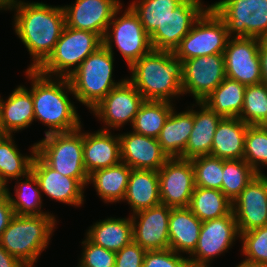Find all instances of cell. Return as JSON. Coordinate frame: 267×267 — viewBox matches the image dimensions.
Instances as JSON below:
<instances>
[{"label": "cell", "instance_id": "1", "mask_svg": "<svg viewBox=\"0 0 267 267\" xmlns=\"http://www.w3.org/2000/svg\"><path fill=\"white\" fill-rule=\"evenodd\" d=\"M12 9L15 33L33 59L27 69L36 70L53 52L66 25L63 6L14 0Z\"/></svg>", "mask_w": 267, "mask_h": 267}, {"label": "cell", "instance_id": "2", "mask_svg": "<svg viewBox=\"0 0 267 267\" xmlns=\"http://www.w3.org/2000/svg\"><path fill=\"white\" fill-rule=\"evenodd\" d=\"M26 77L31 80L34 120L49 127L50 133L71 132L81 127L76 107L70 101L68 92L73 90L68 78L42 75L37 70L27 69ZM66 90V91H65Z\"/></svg>", "mask_w": 267, "mask_h": 267}, {"label": "cell", "instance_id": "3", "mask_svg": "<svg viewBox=\"0 0 267 267\" xmlns=\"http://www.w3.org/2000/svg\"><path fill=\"white\" fill-rule=\"evenodd\" d=\"M127 80L144 100L168 101L183 95L182 60L171 51L152 49L130 67Z\"/></svg>", "mask_w": 267, "mask_h": 267}, {"label": "cell", "instance_id": "4", "mask_svg": "<svg viewBox=\"0 0 267 267\" xmlns=\"http://www.w3.org/2000/svg\"><path fill=\"white\" fill-rule=\"evenodd\" d=\"M55 225L52 214L14 215L0 237V245L27 267H34L48 247Z\"/></svg>", "mask_w": 267, "mask_h": 267}, {"label": "cell", "instance_id": "5", "mask_svg": "<svg viewBox=\"0 0 267 267\" xmlns=\"http://www.w3.org/2000/svg\"><path fill=\"white\" fill-rule=\"evenodd\" d=\"M114 53L104 45L90 54L68 77L73 95L92 110L113 88L126 79L115 82L112 78Z\"/></svg>", "mask_w": 267, "mask_h": 267}, {"label": "cell", "instance_id": "6", "mask_svg": "<svg viewBox=\"0 0 267 267\" xmlns=\"http://www.w3.org/2000/svg\"><path fill=\"white\" fill-rule=\"evenodd\" d=\"M102 45L103 41L96 33L65 25L53 52L36 70L45 76L68 78Z\"/></svg>", "mask_w": 267, "mask_h": 267}, {"label": "cell", "instance_id": "7", "mask_svg": "<svg viewBox=\"0 0 267 267\" xmlns=\"http://www.w3.org/2000/svg\"><path fill=\"white\" fill-rule=\"evenodd\" d=\"M82 125L71 132L50 133L36 143V153L63 176L76 178L84 187L88 173L83 160Z\"/></svg>", "mask_w": 267, "mask_h": 267}, {"label": "cell", "instance_id": "8", "mask_svg": "<svg viewBox=\"0 0 267 267\" xmlns=\"http://www.w3.org/2000/svg\"><path fill=\"white\" fill-rule=\"evenodd\" d=\"M229 39L225 22L209 5L173 53L182 61L223 54Z\"/></svg>", "mask_w": 267, "mask_h": 267}, {"label": "cell", "instance_id": "9", "mask_svg": "<svg viewBox=\"0 0 267 267\" xmlns=\"http://www.w3.org/2000/svg\"><path fill=\"white\" fill-rule=\"evenodd\" d=\"M121 9L122 6L114 12L102 41L111 53L114 43L129 68L135 61L149 53L152 46L150 36L144 30L138 15L129 6L122 16L117 18Z\"/></svg>", "mask_w": 267, "mask_h": 267}, {"label": "cell", "instance_id": "10", "mask_svg": "<svg viewBox=\"0 0 267 267\" xmlns=\"http://www.w3.org/2000/svg\"><path fill=\"white\" fill-rule=\"evenodd\" d=\"M210 6L225 22L230 37L267 39V0H220Z\"/></svg>", "mask_w": 267, "mask_h": 267}, {"label": "cell", "instance_id": "11", "mask_svg": "<svg viewBox=\"0 0 267 267\" xmlns=\"http://www.w3.org/2000/svg\"><path fill=\"white\" fill-rule=\"evenodd\" d=\"M260 45L256 37H230L223 52L226 77L246 86L262 83Z\"/></svg>", "mask_w": 267, "mask_h": 267}, {"label": "cell", "instance_id": "12", "mask_svg": "<svg viewBox=\"0 0 267 267\" xmlns=\"http://www.w3.org/2000/svg\"><path fill=\"white\" fill-rule=\"evenodd\" d=\"M226 78L223 54L194 57L182 61L183 94L191 93L202 102Z\"/></svg>", "mask_w": 267, "mask_h": 267}, {"label": "cell", "instance_id": "13", "mask_svg": "<svg viewBox=\"0 0 267 267\" xmlns=\"http://www.w3.org/2000/svg\"><path fill=\"white\" fill-rule=\"evenodd\" d=\"M158 175L161 204L172 208L188 207L195 189L191 160L169 158Z\"/></svg>", "mask_w": 267, "mask_h": 267}, {"label": "cell", "instance_id": "14", "mask_svg": "<svg viewBox=\"0 0 267 267\" xmlns=\"http://www.w3.org/2000/svg\"><path fill=\"white\" fill-rule=\"evenodd\" d=\"M237 237L240 234L233 211L221 218L202 222L197 246L188 259L195 264H209L215 257L225 253Z\"/></svg>", "mask_w": 267, "mask_h": 267}, {"label": "cell", "instance_id": "15", "mask_svg": "<svg viewBox=\"0 0 267 267\" xmlns=\"http://www.w3.org/2000/svg\"><path fill=\"white\" fill-rule=\"evenodd\" d=\"M143 102L141 93L126 79L113 88L91 111L105 123V128L101 130L109 131V127L120 128L128 122L132 125Z\"/></svg>", "mask_w": 267, "mask_h": 267}, {"label": "cell", "instance_id": "16", "mask_svg": "<svg viewBox=\"0 0 267 267\" xmlns=\"http://www.w3.org/2000/svg\"><path fill=\"white\" fill-rule=\"evenodd\" d=\"M202 5L201 0H184L150 36L152 49L174 52L208 8Z\"/></svg>", "mask_w": 267, "mask_h": 267}, {"label": "cell", "instance_id": "17", "mask_svg": "<svg viewBox=\"0 0 267 267\" xmlns=\"http://www.w3.org/2000/svg\"><path fill=\"white\" fill-rule=\"evenodd\" d=\"M239 234L267 225V175L257 174L232 202Z\"/></svg>", "mask_w": 267, "mask_h": 267}, {"label": "cell", "instance_id": "18", "mask_svg": "<svg viewBox=\"0 0 267 267\" xmlns=\"http://www.w3.org/2000/svg\"><path fill=\"white\" fill-rule=\"evenodd\" d=\"M121 5L119 0H76L73 5L63 6L66 26L96 33L103 40Z\"/></svg>", "mask_w": 267, "mask_h": 267}, {"label": "cell", "instance_id": "19", "mask_svg": "<svg viewBox=\"0 0 267 267\" xmlns=\"http://www.w3.org/2000/svg\"><path fill=\"white\" fill-rule=\"evenodd\" d=\"M169 206L159 204L131 215L133 241L146 251L169 249Z\"/></svg>", "mask_w": 267, "mask_h": 267}, {"label": "cell", "instance_id": "20", "mask_svg": "<svg viewBox=\"0 0 267 267\" xmlns=\"http://www.w3.org/2000/svg\"><path fill=\"white\" fill-rule=\"evenodd\" d=\"M31 172L35 175L41 192L47 197L76 207L82 206L84 186L76 178L61 175L37 153L31 165Z\"/></svg>", "mask_w": 267, "mask_h": 267}, {"label": "cell", "instance_id": "21", "mask_svg": "<svg viewBox=\"0 0 267 267\" xmlns=\"http://www.w3.org/2000/svg\"><path fill=\"white\" fill-rule=\"evenodd\" d=\"M121 161L135 170L158 171L169 159L157 138L135 132L119 135Z\"/></svg>", "mask_w": 267, "mask_h": 267}, {"label": "cell", "instance_id": "22", "mask_svg": "<svg viewBox=\"0 0 267 267\" xmlns=\"http://www.w3.org/2000/svg\"><path fill=\"white\" fill-rule=\"evenodd\" d=\"M83 160L88 175L95 170L118 164L121 162L119 136L112 135L110 130L83 132Z\"/></svg>", "mask_w": 267, "mask_h": 267}, {"label": "cell", "instance_id": "23", "mask_svg": "<svg viewBox=\"0 0 267 267\" xmlns=\"http://www.w3.org/2000/svg\"><path fill=\"white\" fill-rule=\"evenodd\" d=\"M34 121L32 93L18 86L6 101L0 99V134L13 135Z\"/></svg>", "mask_w": 267, "mask_h": 267}, {"label": "cell", "instance_id": "24", "mask_svg": "<svg viewBox=\"0 0 267 267\" xmlns=\"http://www.w3.org/2000/svg\"><path fill=\"white\" fill-rule=\"evenodd\" d=\"M196 103L201 110H193L194 126L181 159L190 160L198 156L211 155L214 134L218 123L223 118L204 102Z\"/></svg>", "mask_w": 267, "mask_h": 267}, {"label": "cell", "instance_id": "25", "mask_svg": "<svg viewBox=\"0 0 267 267\" xmlns=\"http://www.w3.org/2000/svg\"><path fill=\"white\" fill-rule=\"evenodd\" d=\"M202 221L188 207L171 208L168 222L169 248L176 253H188L195 250Z\"/></svg>", "mask_w": 267, "mask_h": 267}, {"label": "cell", "instance_id": "26", "mask_svg": "<svg viewBox=\"0 0 267 267\" xmlns=\"http://www.w3.org/2000/svg\"><path fill=\"white\" fill-rule=\"evenodd\" d=\"M248 126L240 118L223 117L214 134L211 156L222 160L243 159Z\"/></svg>", "mask_w": 267, "mask_h": 267}, {"label": "cell", "instance_id": "27", "mask_svg": "<svg viewBox=\"0 0 267 267\" xmlns=\"http://www.w3.org/2000/svg\"><path fill=\"white\" fill-rule=\"evenodd\" d=\"M125 200L133 214L161 204L158 171L132 169Z\"/></svg>", "mask_w": 267, "mask_h": 267}, {"label": "cell", "instance_id": "28", "mask_svg": "<svg viewBox=\"0 0 267 267\" xmlns=\"http://www.w3.org/2000/svg\"><path fill=\"white\" fill-rule=\"evenodd\" d=\"M193 109L177 113L172 109L157 138L168 158H180L193 130Z\"/></svg>", "mask_w": 267, "mask_h": 267}, {"label": "cell", "instance_id": "29", "mask_svg": "<svg viewBox=\"0 0 267 267\" xmlns=\"http://www.w3.org/2000/svg\"><path fill=\"white\" fill-rule=\"evenodd\" d=\"M86 237L96 245L112 252L121 250L133 241V224L128 218H107L90 226Z\"/></svg>", "mask_w": 267, "mask_h": 267}, {"label": "cell", "instance_id": "30", "mask_svg": "<svg viewBox=\"0 0 267 267\" xmlns=\"http://www.w3.org/2000/svg\"><path fill=\"white\" fill-rule=\"evenodd\" d=\"M131 168L124 162H119L111 167L95 170L88 177V184L92 183L98 196L105 203L123 201Z\"/></svg>", "mask_w": 267, "mask_h": 267}, {"label": "cell", "instance_id": "31", "mask_svg": "<svg viewBox=\"0 0 267 267\" xmlns=\"http://www.w3.org/2000/svg\"><path fill=\"white\" fill-rule=\"evenodd\" d=\"M12 135L0 134V184L7 187L8 180H22L30 171L36 154V143L31 147L32 155H22Z\"/></svg>", "mask_w": 267, "mask_h": 267}, {"label": "cell", "instance_id": "32", "mask_svg": "<svg viewBox=\"0 0 267 267\" xmlns=\"http://www.w3.org/2000/svg\"><path fill=\"white\" fill-rule=\"evenodd\" d=\"M246 85L225 78L202 102L222 117L238 118L244 104Z\"/></svg>", "mask_w": 267, "mask_h": 267}, {"label": "cell", "instance_id": "33", "mask_svg": "<svg viewBox=\"0 0 267 267\" xmlns=\"http://www.w3.org/2000/svg\"><path fill=\"white\" fill-rule=\"evenodd\" d=\"M188 208L205 222L228 215L232 211V202L221 190L195 187Z\"/></svg>", "mask_w": 267, "mask_h": 267}, {"label": "cell", "instance_id": "34", "mask_svg": "<svg viewBox=\"0 0 267 267\" xmlns=\"http://www.w3.org/2000/svg\"><path fill=\"white\" fill-rule=\"evenodd\" d=\"M168 101L144 100L132 124L133 132L158 138L174 105Z\"/></svg>", "mask_w": 267, "mask_h": 267}, {"label": "cell", "instance_id": "35", "mask_svg": "<svg viewBox=\"0 0 267 267\" xmlns=\"http://www.w3.org/2000/svg\"><path fill=\"white\" fill-rule=\"evenodd\" d=\"M14 186L15 197H12L8 187H5V192L10 200L12 209L15 215H43L49 214L43 212L42 208V194L39 188L38 181L35 175L30 171L25 176V181L16 179ZM20 181V182H18Z\"/></svg>", "mask_w": 267, "mask_h": 267}, {"label": "cell", "instance_id": "36", "mask_svg": "<svg viewBox=\"0 0 267 267\" xmlns=\"http://www.w3.org/2000/svg\"><path fill=\"white\" fill-rule=\"evenodd\" d=\"M184 0H140L129 6L138 15L144 30L151 36L170 13Z\"/></svg>", "mask_w": 267, "mask_h": 267}, {"label": "cell", "instance_id": "37", "mask_svg": "<svg viewBox=\"0 0 267 267\" xmlns=\"http://www.w3.org/2000/svg\"><path fill=\"white\" fill-rule=\"evenodd\" d=\"M256 175L243 159L223 160L222 192L233 202Z\"/></svg>", "mask_w": 267, "mask_h": 267}, {"label": "cell", "instance_id": "38", "mask_svg": "<svg viewBox=\"0 0 267 267\" xmlns=\"http://www.w3.org/2000/svg\"><path fill=\"white\" fill-rule=\"evenodd\" d=\"M238 118L248 125H265L267 122V84L246 86L244 104Z\"/></svg>", "mask_w": 267, "mask_h": 267}, {"label": "cell", "instance_id": "39", "mask_svg": "<svg viewBox=\"0 0 267 267\" xmlns=\"http://www.w3.org/2000/svg\"><path fill=\"white\" fill-rule=\"evenodd\" d=\"M243 160L257 174H262L261 165L267 166V128L264 125L248 126Z\"/></svg>", "mask_w": 267, "mask_h": 267}, {"label": "cell", "instance_id": "40", "mask_svg": "<svg viewBox=\"0 0 267 267\" xmlns=\"http://www.w3.org/2000/svg\"><path fill=\"white\" fill-rule=\"evenodd\" d=\"M194 168L195 187L222 191L223 160L211 155L190 159Z\"/></svg>", "mask_w": 267, "mask_h": 267}, {"label": "cell", "instance_id": "41", "mask_svg": "<svg viewBox=\"0 0 267 267\" xmlns=\"http://www.w3.org/2000/svg\"><path fill=\"white\" fill-rule=\"evenodd\" d=\"M240 238L246 259L267 264V225L244 232Z\"/></svg>", "mask_w": 267, "mask_h": 267}, {"label": "cell", "instance_id": "42", "mask_svg": "<svg viewBox=\"0 0 267 267\" xmlns=\"http://www.w3.org/2000/svg\"><path fill=\"white\" fill-rule=\"evenodd\" d=\"M83 253L79 267H115L116 253L91 242L87 237L82 242Z\"/></svg>", "mask_w": 267, "mask_h": 267}, {"label": "cell", "instance_id": "43", "mask_svg": "<svg viewBox=\"0 0 267 267\" xmlns=\"http://www.w3.org/2000/svg\"><path fill=\"white\" fill-rule=\"evenodd\" d=\"M172 249L146 251L143 267H188V257L180 256Z\"/></svg>", "mask_w": 267, "mask_h": 267}, {"label": "cell", "instance_id": "44", "mask_svg": "<svg viewBox=\"0 0 267 267\" xmlns=\"http://www.w3.org/2000/svg\"><path fill=\"white\" fill-rule=\"evenodd\" d=\"M146 250L132 241L116 252L115 267H143Z\"/></svg>", "mask_w": 267, "mask_h": 267}, {"label": "cell", "instance_id": "45", "mask_svg": "<svg viewBox=\"0 0 267 267\" xmlns=\"http://www.w3.org/2000/svg\"><path fill=\"white\" fill-rule=\"evenodd\" d=\"M14 210L6 192L0 197V237L14 216Z\"/></svg>", "mask_w": 267, "mask_h": 267}, {"label": "cell", "instance_id": "46", "mask_svg": "<svg viewBox=\"0 0 267 267\" xmlns=\"http://www.w3.org/2000/svg\"><path fill=\"white\" fill-rule=\"evenodd\" d=\"M0 267H27L0 245Z\"/></svg>", "mask_w": 267, "mask_h": 267}, {"label": "cell", "instance_id": "47", "mask_svg": "<svg viewBox=\"0 0 267 267\" xmlns=\"http://www.w3.org/2000/svg\"><path fill=\"white\" fill-rule=\"evenodd\" d=\"M259 55L262 68V83L267 84V39H261Z\"/></svg>", "mask_w": 267, "mask_h": 267}, {"label": "cell", "instance_id": "48", "mask_svg": "<svg viewBox=\"0 0 267 267\" xmlns=\"http://www.w3.org/2000/svg\"><path fill=\"white\" fill-rule=\"evenodd\" d=\"M236 267H267V264L250 261L245 258Z\"/></svg>", "mask_w": 267, "mask_h": 267}, {"label": "cell", "instance_id": "49", "mask_svg": "<svg viewBox=\"0 0 267 267\" xmlns=\"http://www.w3.org/2000/svg\"><path fill=\"white\" fill-rule=\"evenodd\" d=\"M14 0H0V10H11Z\"/></svg>", "mask_w": 267, "mask_h": 267}, {"label": "cell", "instance_id": "50", "mask_svg": "<svg viewBox=\"0 0 267 267\" xmlns=\"http://www.w3.org/2000/svg\"><path fill=\"white\" fill-rule=\"evenodd\" d=\"M188 267H210L208 264H195L192 262H189Z\"/></svg>", "mask_w": 267, "mask_h": 267}, {"label": "cell", "instance_id": "51", "mask_svg": "<svg viewBox=\"0 0 267 267\" xmlns=\"http://www.w3.org/2000/svg\"><path fill=\"white\" fill-rule=\"evenodd\" d=\"M5 193V187L0 184V197Z\"/></svg>", "mask_w": 267, "mask_h": 267}]
</instances>
